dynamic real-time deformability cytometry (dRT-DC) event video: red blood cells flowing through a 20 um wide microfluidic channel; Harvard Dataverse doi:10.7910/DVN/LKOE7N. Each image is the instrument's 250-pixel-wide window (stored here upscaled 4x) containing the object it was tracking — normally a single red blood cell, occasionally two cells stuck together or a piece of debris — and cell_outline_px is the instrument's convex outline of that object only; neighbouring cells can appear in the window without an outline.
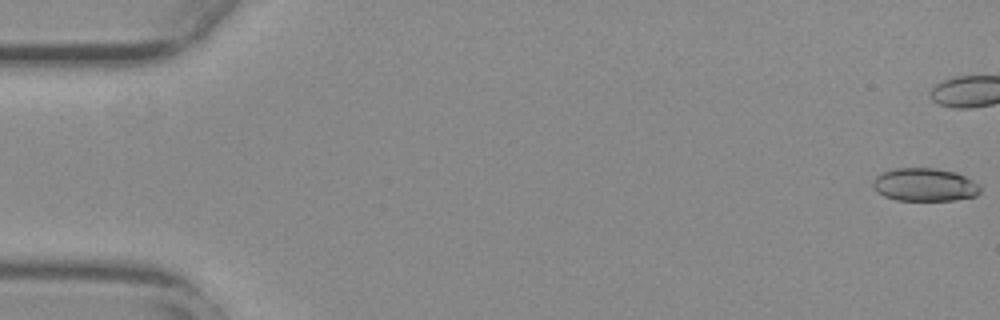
{"species": "common noctule bat (a hibernating species)", "species_latin": "Nyctalus noctula", "temperature_condition": "warm", "stored_images_in_passage": 21, "camera_frame_rate_fps": 3000, "um_per_image_px": 0.085, "animal": {"sex": "female", "body_mass_g": 29.2, "forearm_length_mm": 56.3}, "frame": {"image": 1, "passage_image": 1, "time_ms": 0.0, "image_size_px": [1000, 320], "cell_outline_px": [[980, 192], [976, 196], [952, 200], [896, 200], [884, 196], [876, 192], [872, 188], [872, 180], [876, 176], [884, 172], [896, 168], [936, 168], [956, 172], [980, 184]], "centroid_in_image_um": [78.58, 15.7], "position_along_channel_um": 6.4, "area_um2": 20.81}}